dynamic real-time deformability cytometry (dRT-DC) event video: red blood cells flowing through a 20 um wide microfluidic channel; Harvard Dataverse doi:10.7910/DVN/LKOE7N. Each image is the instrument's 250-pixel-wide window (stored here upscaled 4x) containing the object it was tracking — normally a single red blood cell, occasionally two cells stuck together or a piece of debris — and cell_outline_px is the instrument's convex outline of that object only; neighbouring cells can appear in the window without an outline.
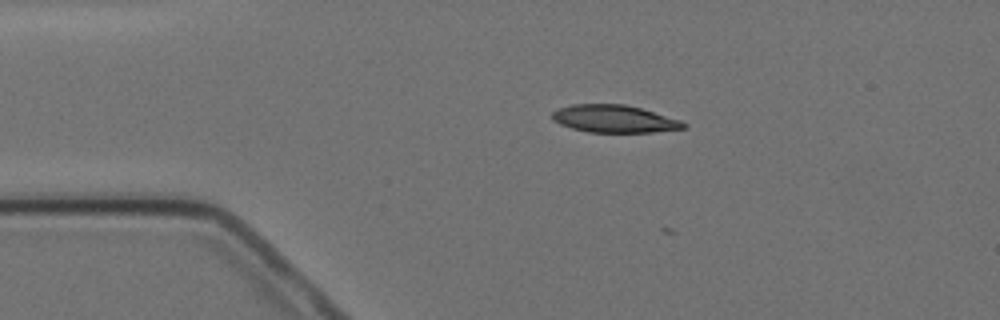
{"species": "Egyptian fruit bat (a non-hibernating species)", "species_latin": "Rousettus aegyptiacus", "temperature_condition": "cold", "stored_images_in_passage": 4, "camera_frame_rate_fps": 3000, "um_per_image_px": 0.085, "animal": {"sex": "female"}, "frame": {"image": 1, "passage_image": 3, "time_ms": 2.667, "image_size_px": [1000, 320], "cell_outline_px": [[688, 124], [684, 128], [652, 132], [588, 132], [572, 128], [560, 124], [552, 120], [552, 112], [556, 108], [572, 104], [624, 104], [640, 108], [680, 120]], "centroid_in_image_um": [52.16, 10.09], "position_along_channel_um": 32.8, "area_um2": 20.98}}